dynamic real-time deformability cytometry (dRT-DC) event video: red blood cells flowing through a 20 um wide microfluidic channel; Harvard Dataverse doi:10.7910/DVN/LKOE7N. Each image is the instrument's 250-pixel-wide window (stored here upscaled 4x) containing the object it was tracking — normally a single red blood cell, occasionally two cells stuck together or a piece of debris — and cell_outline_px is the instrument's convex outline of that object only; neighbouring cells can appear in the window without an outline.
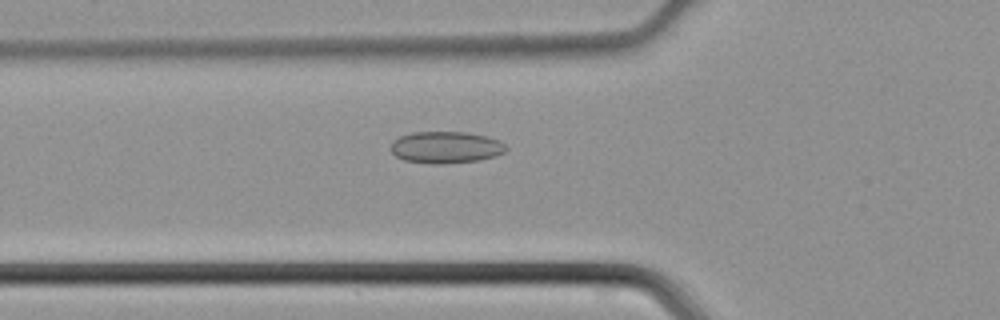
{"species": "common noctule bat (a hibernating species)", "species_latin": "Nyctalus noctula", "temperature_condition": "cold", "stored_images_in_passage": 32, "camera_frame_rate_fps": 3000, "um_per_image_px": 0.085, "animal": {"sex": "male", "body_mass_g": 21.5, "forearm_length_mm": 52.0}, "frame": {"image": 1, "passage_image": 3, "time_ms": 0.667, "image_size_px": [1000, 320], "cell_outline_px": [[508, 148], [504, 152], [496, 156], [480, 160], [444, 164], [428, 164], [404, 160], [396, 156], [388, 148], [392, 140], [400, 136], [412, 132], [468, 132], [500, 140]], "centroid_in_image_um": [37.86, 12.53], "position_along_channel_um": 87.9, "area_um2": 21.68}}
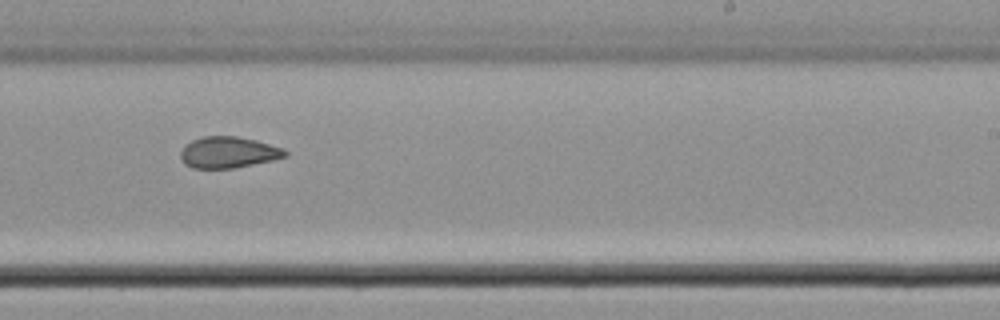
{"frame": {"image": 2, "passage_image": 15, "time_ms": 4.667, "image_size_px": [1000, 320], "cell_outline_px": [[288, 156], [272, 160], [232, 168], [192, 168], [184, 164], [180, 156], [180, 152], [192, 140], [204, 136], [236, 136], [256, 140], [284, 148], [288, 152]], "centroid_in_image_um": [19.43, 12.95], "position_along_channel_um": 269.6, "area_um2": 18.96}}
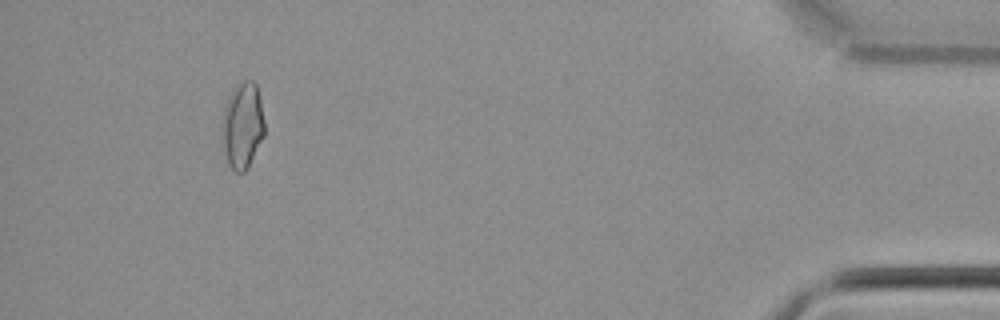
{"frame": {"image": 3, "passage_image": 29, "time_ms": 9.333, "image_size_px": [1000, 320], "cell_outline_px": [[264, 136], [248, 168], [244, 172], [232, 172], [228, 164], [220, 136], [224, 108], [232, 88], [236, 84], [244, 80], [252, 80], [256, 84], [260, 96], [264, 120]], "centroid_in_image_um": [20.6, 10.67], "position_along_channel_um": 414.6, "area_um2": 21.79}}